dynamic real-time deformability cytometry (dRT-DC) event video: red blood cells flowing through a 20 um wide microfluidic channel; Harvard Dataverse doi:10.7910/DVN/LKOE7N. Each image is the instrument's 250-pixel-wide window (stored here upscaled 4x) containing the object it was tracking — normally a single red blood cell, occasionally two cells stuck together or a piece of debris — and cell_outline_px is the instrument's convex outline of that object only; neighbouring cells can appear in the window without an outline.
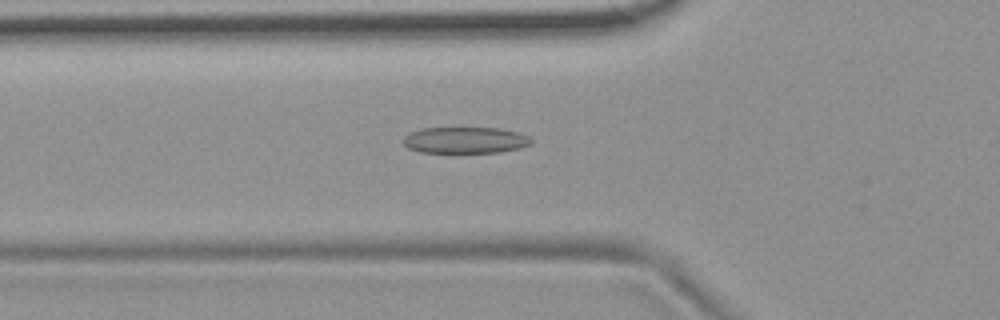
{"species": "common noctule bat (a hibernating species)", "species_latin": "Nyctalus noctula", "temperature_condition": "room temperature", "stored_images_in_passage": 53, "camera_frame_rate_fps": 3000, "um_per_image_px": 0.085, "animal": {"sex": "female", "body_mass_g": 19.9}, "frame": {"image": 1, "passage_image": 18, "time_ms": 5.667, "image_size_px": [1000, 320], "cell_outline_px": [[532, 144], [520, 148], [500, 152], [420, 152], [408, 148], [404, 144], [404, 136], [408, 132], [420, 128], [500, 128], [520, 132], [528, 136], [532, 140]], "centroid_in_image_um": [39.55, 11.9], "position_along_channel_um": 86.2, "area_um2": 19.77}}
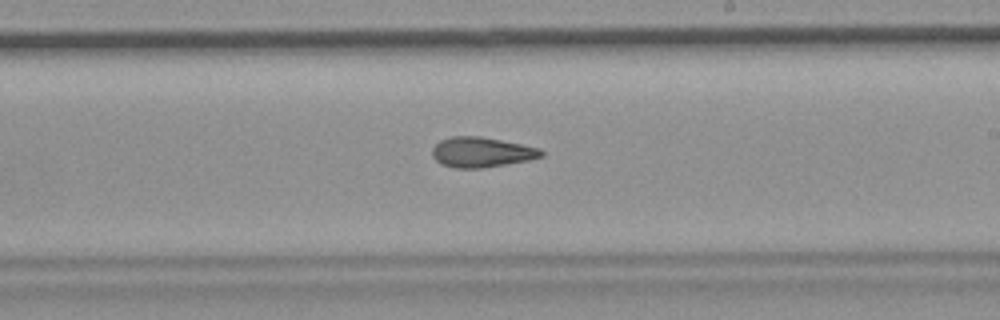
{"frame": {"image": 2, "passage_image": 31, "time_ms": 10.0, "image_size_px": [1000, 320], "cell_outline_px": [[544, 156], [528, 160], [484, 168], [456, 168], [440, 164], [432, 156], [432, 148], [440, 140], [452, 136], [480, 136], [540, 148], [544, 152]], "centroid_in_image_um": [40.91, 12.94], "position_along_channel_um": 248.1, "area_um2": 19.13}}
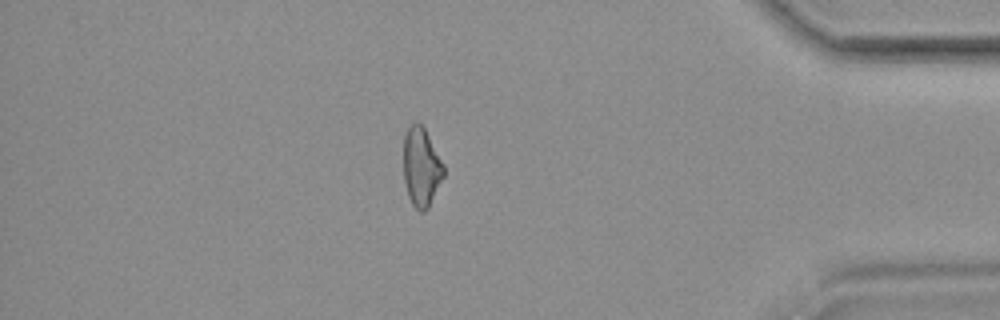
{"frame": {"image": 3, "passage_image": 46, "time_ms": 15.0, "image_size_px": [1000, 320], "cell_outline_px": [[444, 176], [428, 208], [424, 212], [420, 212], [412, 204], [408, 196], [404, 180], [404, 136], [408, 128], [416, 120], [424, 128], [444, 164]], "centroid_in_image_um": [35.81, 14.21], "position_along_channel_um": 399.4, "area_um2": 18.38}, "authors_computed_cell_mechanics": {"area_um2": 19.5942, "velocity_mm_per_s": 3.7311, "shape_relaxation_time_tau1_ms": null, "shape_relaxation_time_tau2_ms": 3.4094, "deformation_change_tau1": null, "deformation_change_tau2": 0.117}}